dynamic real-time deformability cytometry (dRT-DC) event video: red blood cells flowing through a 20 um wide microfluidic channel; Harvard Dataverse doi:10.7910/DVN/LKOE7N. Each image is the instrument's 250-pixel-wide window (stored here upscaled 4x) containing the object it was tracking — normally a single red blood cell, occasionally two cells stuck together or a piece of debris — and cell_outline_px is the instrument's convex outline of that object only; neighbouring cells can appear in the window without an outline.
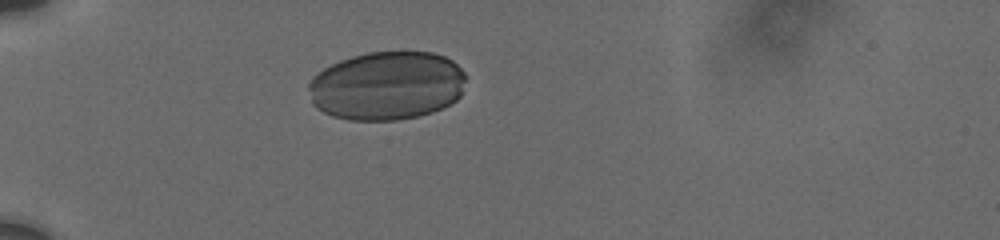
{"species": "human", "species_latin": "Homo sapiens", "temperature_condition": "cold", "stored_images_in_passage": 5, "camera_frame_rate_fps": 3000, "um_per_image_px": 0.085, "donor": {"sex": "male"}, "frame": {"image": 1, "passage_image": 1, "time_ms": 0.0, "image_size_px": [1000, 240], "cell_outline_px": [[468, 76], [460, 96], [456, 100], [432, 112], [416, 116], [396, 120], [348, 120], [332, 116], [316, 108], [312, 104], [308, 88], [308, 80], [312, 76], [324, 68], [340, 60], [352, 56], [368, 52], [432, 52], [444, 56], [452, 60]], "centroid_in_image_um": [32.86, 7.28], "position_along_channel_um": 52.1, "area_um2": 63.35}}
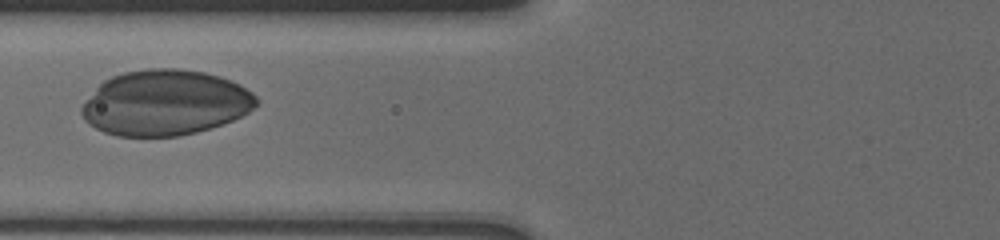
{"frame": {"image": 2, "passage_image": 4, "time_ms": 2.333, "image_size_px": [1000, 240], "cell_outline_px": [[260, 104], [248, 112], [224, 124], [196, 132], [176, 136], [116, 136], [104, 132], [88, 124], [84, 120], [80, 112], [80, 108], [96, 88], [104, 80], [112, 76], [124, 72], [148, 68], [180, 68], [204, 72], [220, 76], [232, 80], [240, 84], [252, 92], [260, 100]], "centroid_in_image_um": [14.06, 8.73], "position_along_channel_um": 111.7, "area_um2": 66.99}}